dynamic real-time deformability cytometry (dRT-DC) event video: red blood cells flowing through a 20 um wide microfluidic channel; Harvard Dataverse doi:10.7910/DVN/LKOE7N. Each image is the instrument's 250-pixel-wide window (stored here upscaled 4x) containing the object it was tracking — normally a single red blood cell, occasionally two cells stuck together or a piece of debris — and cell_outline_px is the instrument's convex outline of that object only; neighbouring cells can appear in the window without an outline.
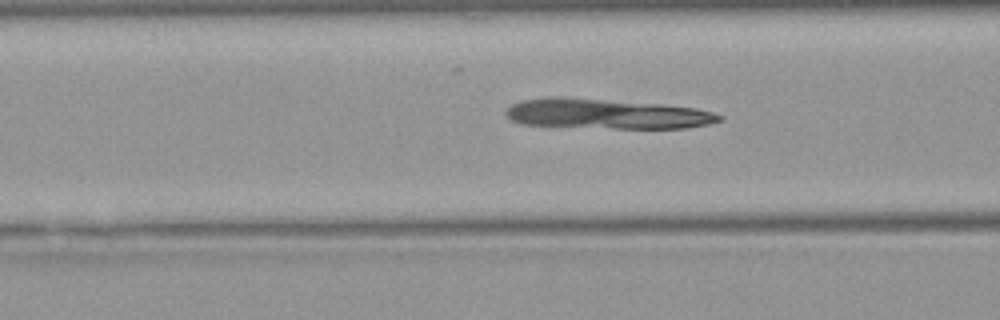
{"species": "Egyptian fruit bat (a non-hibernating species)", "species_latin": "Rousettus aegyptiacus", "temperature_condition": "warm", "stored_images_in_passage": 50, "camera_frame_rate_fps": 3000, "um_per_image_px": 0.085, "animal": {"sex": "female"}, "frame": {"image": 1, "passage_image": 19, "time_ms": 6.0, "image_size_px": [1000, 320], "cell_outline_px": [[724, 116], [720, 120], [708, 124], [688, 128], [612, 128], [520, 124], [512, 120], [504, 112], [512, 104], [520, 100], [548, 96], [564, 96], [664, 104], [696, 108], [712, 112]], "centroid_in_image_um": [51.54, 9.66], "position_along_channel_um": 115.1, "area_um2": 37.57}}
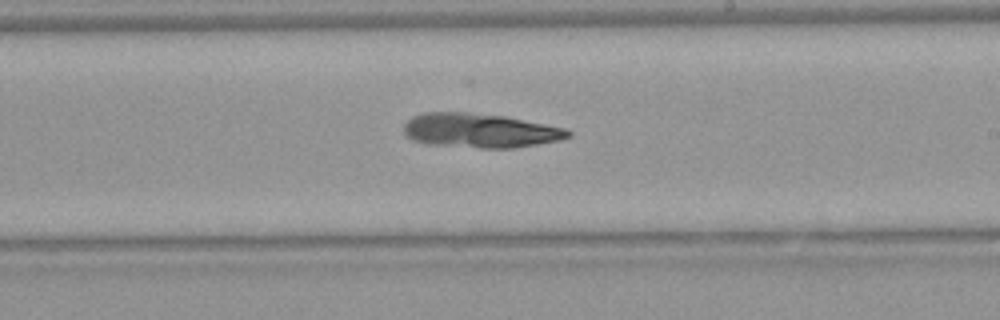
{"frame": {"image": 2, "passage_image": 29, "time_ms": 9.333, "image_size_px": [1000, 320], "cell_outline_px": [[572, 136], [560, 140], [512, 148], [480, 148], [424, 144], [412, 140], [404, 132], [404, 124], [412, 116], [424, 112], [468, 112], [508, 116], [568, 128], [572, 132]], "centroid_in_image_um": [40.83, 11.09], "position_along_channel_um": 248.2, "area_um2": 33.35}}
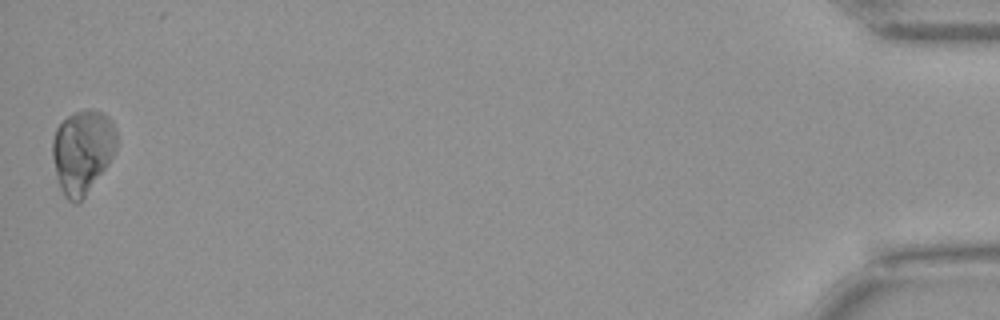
{"frame": {"image": 3, "passage_image": 50, "time_ms": 16.333, "image_size_px": [1000, 320], "cell_outline_px": [[116, 152], [108, 164], [84, 196], [76, 204], [68, 200], [64, 196], [60, 188], [56, 176], [52, 156], [52, 140], [56, 128], [68, 116], [76, 112], [88, 108], [92, 108], [108, 116], [112, 120], [116, 128]], "centroid_in_image_um": [7.01, 12.85], "position_along_channel_um": 428.2, "area_um2": 31.27}}